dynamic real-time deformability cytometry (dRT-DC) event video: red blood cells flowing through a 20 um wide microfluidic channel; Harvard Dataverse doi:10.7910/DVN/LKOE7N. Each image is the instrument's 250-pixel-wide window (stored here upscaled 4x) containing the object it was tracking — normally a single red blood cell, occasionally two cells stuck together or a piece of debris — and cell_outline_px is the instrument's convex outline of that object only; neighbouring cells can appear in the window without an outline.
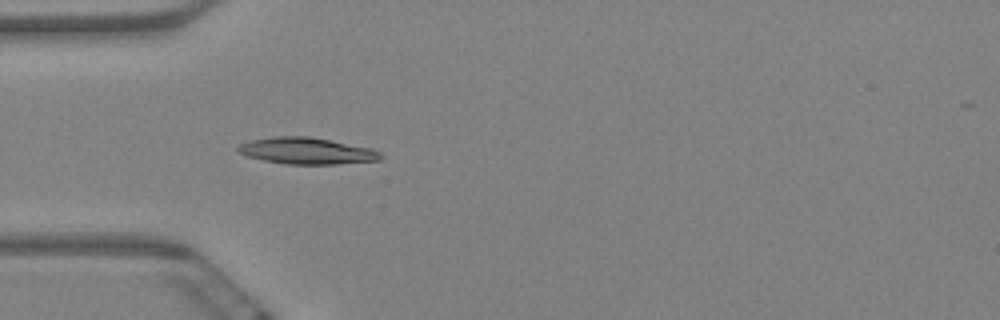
{"species": "Egyptian fruit bat (a non-hibernating species)", "species_latin": "Rousettus aegyptiacus", "temperature_condition": "warm", "stored_images_in_passage": 5, "camera_frame_rate_fps": 3000, "um_per_image_px": 0.085, "animal": {"sex": "female"}, "frame": {"image": 1, "passage_image": 5, "time_ms": 1.333, "image_size_px": [1000, 320], "cell_outline_px": [[384, 156], [380, 160], [336, 164], [284, 164], [264, 160], [248, 156], [240, 152], [236, 148], [240, 144], [252, 140], [272, 136], [308, 136], [372, 148], [380, 152]], "centroid_in_image_um": [26.1, 12.82], "position_along_channel_um": 58.9, "area_um2": 21.96}}